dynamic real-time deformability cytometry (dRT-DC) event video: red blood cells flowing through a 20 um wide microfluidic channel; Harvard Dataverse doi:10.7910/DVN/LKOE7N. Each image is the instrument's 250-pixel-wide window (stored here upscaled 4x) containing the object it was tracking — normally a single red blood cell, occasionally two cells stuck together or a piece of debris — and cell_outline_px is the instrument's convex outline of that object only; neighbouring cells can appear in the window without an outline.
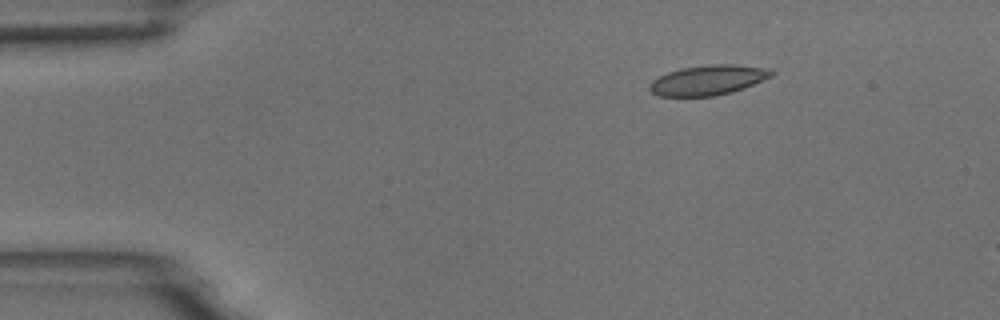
{"species": "common noctule bat (a hibernating species)", "species_latin": "Nyctalus noctula", "temperature_condition": "room temperature", "stored_images_in_passage": 4, "camera_frame_rate_fps": 3000, "um_per_image_px": 0.085, "animal": {"sex": "male", "body_mass_g": 18.8}, "frame": {"image": 1, "passage_image": 2, "time_ms": 2.0, "image_size_px": [1000, 320], "cell_outline_px": [[776, 72], [772, 76], [744, 88], [732, 92], [712, 96], [660, 96], [652, 92], [648, 88], [652, 80], [668, 72], [680, 68], [708, 64], [732, 64], [772, 68]], "centroid_in_image_um": [60.22, 6.79], "position_along_channel_um": 24.8, "area_um2": 21.39}}